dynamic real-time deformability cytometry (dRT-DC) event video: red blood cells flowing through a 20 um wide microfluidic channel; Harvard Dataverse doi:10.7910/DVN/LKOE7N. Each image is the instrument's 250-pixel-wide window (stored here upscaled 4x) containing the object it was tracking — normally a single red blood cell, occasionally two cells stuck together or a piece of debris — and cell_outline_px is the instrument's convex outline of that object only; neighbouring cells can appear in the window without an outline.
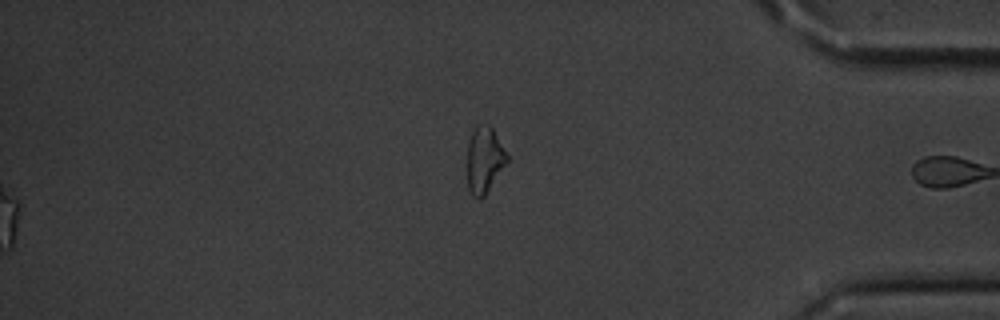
{"species": "common noctule bat (a hibernating species)", "species_latin": "Nyctalus noctula", "temperature_condition": "cold", "stored_images_in_passage": 56, "segment_of_instrument_passage": [2, 2], "camera_frame_rate_fps": 3000, "um_per_image_px": 0.085, "animal": {"sex": "male", "body_mass_g": 20.1, "forearm_length_mm": 53.5}, "frame": {"image": 1, "passage_image": 56, "time_ms": 18.333, "image_size_px": [1000, 320], "cell_outline_px": [[508, 160], [484, 196], [480, 200], [472, 196], [468, 188], [464, 168], [468, 144], [472, 132], [476, 124], [488, 124], [492, 128], [508, 156]], "centroid_in_image_um": [41.1, 13.61], "position_along_channel_um": 394.1, "area_um2": 15.72}}